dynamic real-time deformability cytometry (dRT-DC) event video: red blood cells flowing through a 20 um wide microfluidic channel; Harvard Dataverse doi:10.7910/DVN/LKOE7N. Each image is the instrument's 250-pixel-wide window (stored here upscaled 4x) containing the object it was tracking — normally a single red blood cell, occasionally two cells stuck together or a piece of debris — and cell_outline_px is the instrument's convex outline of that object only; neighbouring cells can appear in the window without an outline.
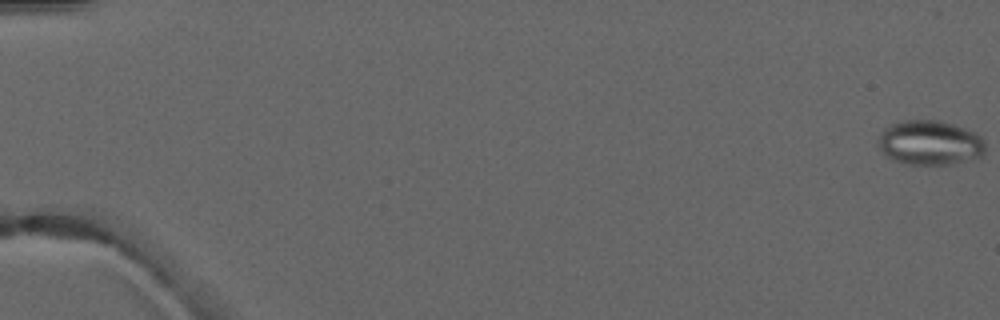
{"species": "common noctule bat (a hibernating species)", "species_latin": "Nyctalus noctula", "temperature_condition": "warm", "stored_images_in_passage": 6, "camera_frame_rate_fps": 3000, "um_per_image_px": 0.085, "animal": {"sex": "male", "forearm_length_mm": 52.5}, "frame": {"image": 1, "passage_image": 1, "time_ms": 0.0, "image_size_px": [1000, 320], "cell_outline_px": [[984, 156], [968, 160], [948, 164], [904, 164], [892, 160], [884, 156], [876, 144], [880, 132], [884, 128], [892, 124], [904, 120], [940, 120], [976, 132], [984, 140]], "centroid_in_image_um": [79.0, 12.13], "position_along_channel_um": 6.0, "area_um2": 28.21}}